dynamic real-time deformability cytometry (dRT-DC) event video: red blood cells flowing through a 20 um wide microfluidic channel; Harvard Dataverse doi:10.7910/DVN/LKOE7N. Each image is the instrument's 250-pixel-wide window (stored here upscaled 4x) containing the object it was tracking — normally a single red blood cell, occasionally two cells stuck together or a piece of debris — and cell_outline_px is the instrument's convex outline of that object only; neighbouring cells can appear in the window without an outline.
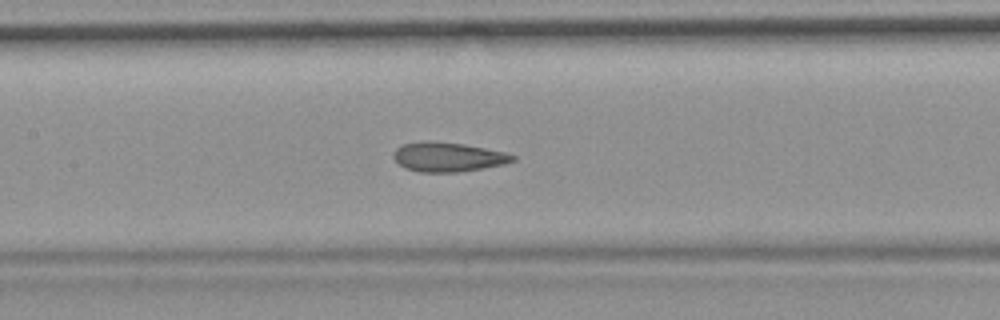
{"species": "common noctule bat (a hibernating species)", "species_latin": "Nyctalus noctula", "temperature_condition": "room temperature", "stored_images_in_passage": 44, "camera_frame_rate_fps": 3000, "um_per_image_px": 0.085, "animal": {"sex": "female", "body_mass_g": 19.9}, "frame": {"image": 1, "passage_image": 19, "time_ms": 6.0, "image_size_px": [1000, 320], "cell_outline_px": [[516, 160], [504, 164], [484, 168], [460, 172], [420, 172], [404, 168], [392, 156], [396, 148], [404, 144], [428, 140], [464, 144], [504, 152], [516, 156]], "centroid_in_image_um": [38.08, 13.34], "position_along_channel_um": 169.3, "area_um2": 20.4}, "authors_computed_cell_mechanics": {"area_um2": 20.9525, "velocity_mm_per_s": 3.7025, "shape_relaxation_time_tau1_ms": null, "shape_relaxation_time_tau2_ms": 1.6266, "deformation_change_tau1": null, "deformation_change_tau2": 0.0666}}